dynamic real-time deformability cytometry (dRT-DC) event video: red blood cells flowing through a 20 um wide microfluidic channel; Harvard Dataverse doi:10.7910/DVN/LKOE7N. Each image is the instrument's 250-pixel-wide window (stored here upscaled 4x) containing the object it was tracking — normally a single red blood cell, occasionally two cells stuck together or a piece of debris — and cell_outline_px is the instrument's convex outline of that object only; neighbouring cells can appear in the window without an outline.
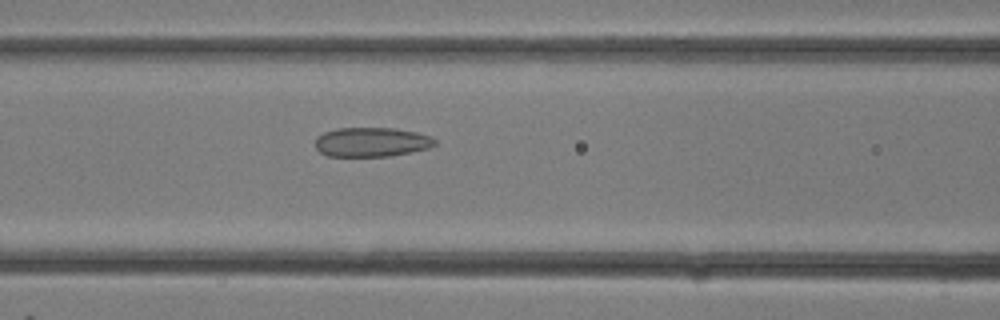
{"species": "common noctule bat (a hibernating species)", "species_latin": "Nyctalus noctula", "temperature_condition": "room temperature", "stored_images_in_passage": 20, "camera_frame_rate_fps": 3000, "um_per_image_px": 0.085, "animal": {"sex": "female"}, "frame": {"image": 1, "passage_image": 4, "time_ms": 1.0, "image_size_px": [1000, 320], "cell_outline_px": [[436, 144], [428, 148], [412, 152], [388, 156], [328, 156], [320, 152], [316, 148], [316, 136], [324, 132], [336, 128], [396, 128], [416, 132], [432, 136], [436, 140]], "centroid_in_image_um": [31.59, 12.07], "position_along_channel_um": 135.0, "area_um2": 20.58}}
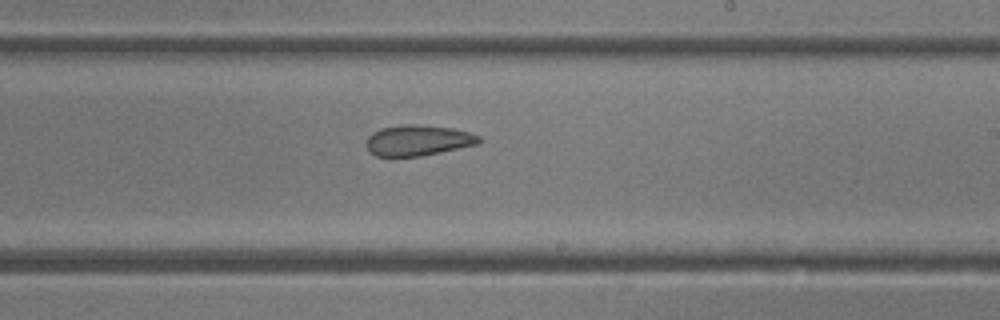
{"frame": {"image": 2, "passage_image": 9, "time_ms": 2.667, "image_size_px": [1000, 320], "cell_outline_px": [[484, 140], [480, 144], [420, 156], [376, 156], [368, 152], [368, 136], [372, 132], [380, 128], [404, 124], [416, 124], [456, 128], [480, 136]], "centroid_in_image_um": [35.58, 11.92], "position_along_channel_um": 253.4, "area_um2": 20.35}}
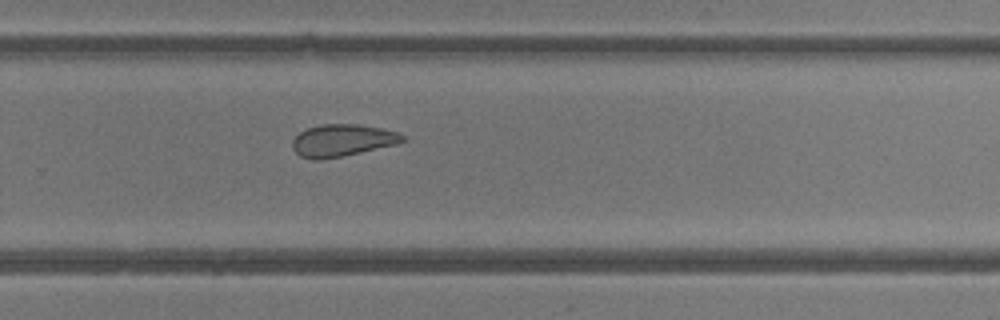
{"frame": {"image": 3, "passage_image": 11, "time_ms": 3.333, "image_size_px": [1000, 320], "cell_outline_px": [[408, 140], [400, 144], [344, 156], [316, 160], [300, 156], [292, 148], [292, 140], [300, 132], [308, 128], [320, 124], [356, 124], [380, 128], [396, 132], [404, 136]], "centroid_in_image_um": [29.13, 11.94], "position_along_channel_um": 300.7, "area_um2": 20.75}}